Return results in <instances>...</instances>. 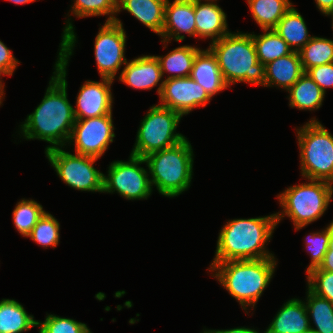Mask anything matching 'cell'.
<instances>
[{"instance_id":"obj_1","label":"cell","mask_w":333,"mask_h":333,"mask_svg":"<svg viewBox=\"0 0 333 333\" xmlns=\"http://www.w3.org/2000/svg\"><path fill=\"white\" fill-rule=\"evenodd\" d=\"M74 26L66 22L60 42V51L55 62V71L49 81L44 98L23 124L21 133L26 140H42L51 145L45 151L65 147L75 124L74 107L67 99V65L76 43Z\"/></svg>"},{"instance_id":"obj_2","label":"cell","mask_w":333,"mask_h":333,"mask_svg":"<svg viewBox=\"0 0 333 333\" xmlns=\"http://www.w3.org/2000/svg\"><path fill=\"white\" fill-rule=\"evenodd\" d=\"M277 226L276 215L229 220L220 230L212 263L232 260H255L274 257L267 251Z\"/></svg>"},{"instance_id":"obj_3","label":"cell","mask_w":333,"mask_h":333,"mask_svg":"<svg viewBox=\"0 0 333 333\" xmlns=\"http://www.w3.org/2000/svg\"><path fill=\"white\" fill-rule=\"evenodd\" d=\"M275 257L255 260H232L211 263L209 271L214 272L220 284L246 311L255 304L269 285L277 266Z\"/></svg>"},{"instance_id":"obj_4","label":"cell","mask_w":333,"mask_h":333,"mask_svg":"<svg viewBox=\"0 0 333 333\" xmlns=\"http://www.w3.org/2000/svg\"><path fill=\"white\" fill-rule=\"evenodd\" d=\"M209 49L215 55L228 86L237 82L264 86L265 65L258 60L250 33L229 32L211 42Z\"/></svg>"},{"instance_id":"obj_5","label":"cell","mask_w":333,"mask_h":333,"mask_svg":"<svg viewBox=\"0 0 333 333\" xmlns=\"http://www.w3.org/2000/svg\"><path fill=\"white\" fill-rule=\"evenodd\" d=\"M193 149L186 139L177 145L149 154L145 157L151 186L165 197H176L191 184L193 173Z\"/></svg>"},{"instance_id":"obj_6","label":"cell","mask_w":333,"mask_h":333,"mask_svg":"<svg viewBox=\"0 0 333 333\" xmlns=\"http://www.w3.org/2000/svg\"><path fill=\"white\" fill-rule=\"evenodd\" d=\"M308 183L290 186L277 198L282 212L275 213L277 225L284 216L293 221L296 230H299L323 216L330 204L333 195V184L308 179Z\"/></svg>"},{"instance_id":"obj_7","label":"cell","mask_w":333,"mask_h":333,"mask_svg":"<svg viewBox=\"0 0 333 333\" xmlns=\"http://www.w3.org/2000/svg\"><path fill=\"white\" fill-rule=\"evenodd\" d=\"M316 118L296 129L303 178L333 184V135Z\"/></svg>"},{"instance_id":"obj_8","label":"cell","mask_w":333,"mask_h":333,"mask_svg":"<svg viewBox=\"0 0 333 333\" xmlns=\"http://www.w3.org/2000/svg\"><path fill=\"white\" fill-rule=\"evenodd\" d=\"M182 115L160 105L150 107L141 120L131 155L145 158L149 154L173 147L186 139L175 132Z\"/></svg>"},{"instance_id":"obj_9","label":"cell","mask_w":333,"mask_h":333,"mask_svg":"<svg viewBox=\"0 0 333 333\" xmlns=\"http://www.w3.org/2000/svg\"><path fill=\"white\" fill-rule=\"evenodd\" d=\"M62 148L45 151L47 159L61 180L79 191L102 193L104 174L93 166L98 158L77 153L74 155Z\"/></svg>"},{"instance_id":"obj_10","label":"cell","mask_w":333,"mask_h":333,"mask_svg":"<svg viewBox=\"0 0 333 333\" xmlns=\"http://www.w3.org/2000/svg\"><path fill=\"white\" fill-rule=\"evenodd\" d=\"M142 157L131 155L128 161H113L103 179V193L117 192L127 200L148 199L152 193L148 168Z\"/></svg>"},{"instance_id":"obj_11","label":"cell","mask_w":333,"mask_h":333,"mask_svg":"<svg viewBox=\"0 0 333 333\" xmlns=\"http://www.w3.org/2000/svg\"><path fill=\"white\" fill-rule=\"evenodd\" d=\"M125 33L122 22L117 17L114 22H105L100 26L95 38L94 54L101 78L114 80L122 64H126Z\"/></svg>"},{"instance_id":"obj_12","label":"cell","mask_w":333,"mask_h":333,"mask_svg":"<svg viewBox=\"0 0 333 333\" xmlns=\"http://www.w3.org/2000/svg\"><path fill=\"white\" fill-rule=\"evenodd\" d=\"M115 137L112 113L100 117L78 119L68 144L74 142L75 152L100 158Z\"/></svg>"},{"instance_id":"obj_13","label":"cell","mask_w":333,"mask_h":333,"mask_svg":"<svg viewBox=\"0 0 333 333\" xmlns=\"http://www.w3.org/2000/svg\"><path fill=\"white\" fill-rule=\"evenodd\" d=\"M160 106L170 108L182 116L193 109L205 107L211 97L190 76L164 79Z\"/></svg>"},{"instance_id":"obj_14","label":"cell","mask_w":333,"mask_h":333,"mask_svg":"<svg viewBox=\"0 0 333 333\" xmlns=\"http://www.w3.org/2000/svg\"><path fill=\"white\" fill-rule=\"evenodd\" d=\"M113 79L102 77L101 82L86 81L80 88L74 109L75 119L100 117L112 113Z\"/></svg>"},{"instance_id":"obj_15","label":"cell","mask_w":333,"mask_h":333,"mask_svg":"<svg viewBox=\"0 0 333 333\" xmlns=\"http://www.w3.org/2000/svg\"><path fill=\"white\" fill-rule=\"evenodd\" d=\"M182 32L189 37H196L195 1L174 0L170 3L167 0L161 42L168 43L171 39L177 42L183 41L185 35H181Z\"/></svg>"},{"instance_id":"obj_16","label":"cell","mask_w":333,"mask_h":333,"mask_svg":"<svg viewBox=\"0 0 333 333\" xmlns=\"http://www.w3.org/2000/svg\"><path fill=\"white\" fill-rule=\"evenodd\" d=\"M162 77L160 63L156 56L143 55L126 62L119 80L134 89L141 90H150L162 81L157 89V93L160 95L164 82V80H161Z\"/></svg>"},{"instance_id":"obj_17","label":"cell","mask_w":333,"mask_h":333,"mask_svg":"<svg viewBox=\"0 0 333 333\" xmlns=\"http://www.w3.org/2000/svg\"><path fill=\"white\" fill-rule=\"evenodd\" d=\"M190 77L212 98L229 87L220 71L217 59L208 48L200 50L194 59Z\"/></svg>"},{"instance_id":"obj_18","label":"cell","mask_w":333,"mask_h":333,"mask_svg":"<svg viewBox=\"0 0 333 333\" xmlns=\"http://www.w3.org/2000/svg\"><path fill=\"white\" fill-rule=\"evenodd\" d=\"M310 326L305 302L293 298L284 303L264 332L307 333Z\"/></svg>"},{"instance_id":"obj_19","label":"cell","mask_w":333,"mask_h":333,"mask_svg":"<svg viewBox=\"0 0 333 333\" xmlns=\"http://www.w3.org/2000/svg\"><path fill=\"white\" fill-rule=\"evenodd\" d=\"M204 2L195 1L196 37L214 42L229 33L226 14L215 1Z\"/></svg>"},{"instance_id":"obj_20","label":"cell","mask_w":333,"mask_h":333,"mask_svg":"<svg viewBox=\"0 0 333 333\" xmlns=\"http://www.w3.org/2000/svg\"><path fill=\"white\" fill-rule=\"evenodd\" d=\"M303 73L299 52L292 51L265 65L264 87L278 86L288 91Z\"/></svg>"},{"instance_id":"obj_21","label":"cell","mask_w":333,"mask_h":333,"mask_svg":"<svg viewBox=\"0 0 333 333\" xmlns=\"http://www.w3.org/2000/svg\"><path fill=\"white\" fill-rule=\"evenodd\" d=\"M167 0H117V13L129 12L154 33L161 36Z\"/></svg>"},{"instance_id":"obj_22","label":"cell","mask_w":333,"mask_h":333,"mask_svg":"<svg viewBox=\"0 0 333 333\" xmlns=\"http://www.w3.org/2000/svg\"><path fill=\"white\" fill-rule=\"evenodd\" d=\"M274 30L293 51H300L312 38L302 15L292 6Z\"/></svg>"},{"instance_id":"obj_23","label":"cell","mask_w":333,"mask_h":333,"mask_svg":"<svg viewBox=\"0 0 333 333\" xmlns=\"http://www.w3.org/2000/svg\"><path fill=\"white\" fill-rule=\"evenodd\" d=\"M37 321L18 301L14 299L0 301V333L27 332L32 327H37Z\"/></svg>"},{"instance_id":"obj_24","label":"cell","mask_w":333,"mask_h":333,"mask_svg":"<svg viewBox=\"0 0 333 333\" xmlns=\"http://www.w3.org/2000/svg\"><path fill=\"white\" fill-rule=\"evenodd\" d=\"M288 92L289 106L299 110H317L321 107L325 97V93L306 72Z\"/></svg>"},{"instance_id":"obj_25","label":"cell","mask_w":333,"mask_h":333,"mask_svg":"<svg viewBox=\"0 0 333 333\" xmlns=\"http://www.w3.org/2000/svg\"><path fill=\"white\" fill-rule=\"evenodd\" d=\"M200 50L195 46L184 45L173 49L164 57L156 56L160 63L162 75L164 76L165 72L175 73L166 79L190 76L194 59Z\"/></svg>"},{"instance_id":"obj_26","label":"cell","mask_w":333,"mask_h":333,"mask_svg":"<svg viewBox=\"0 0 333 333\" xmlns=\"http://www.w3.org/2000/svg\"><path fill=\"white\" fill-rule=\"evenodd\" d=\"M251 14L262 30L274 29L293 6L289 0H247Z\"/></svg>"},{"instance_id":"obj_27","label":"cell","mask_w":333,"mask_h":333,"mask_svg":"<svg viewBox=\"0 0 333 333\" xmlns=\"http://www.w3.org/2000/svg\"><path fill=\"white\" fill-rule=\"evenodd\" d=\"M307 290V302H305L307 314L309 322L312 318L316 327L310 326V330L317 333H333V303L317 296L308 287Z\"/></svg>"},{"instance_id":"obj_28","label":"cell","mask_w":333,"mask_h":333,"mask_svg":"<svg viewBox=\"0 0 333 333\" xmlns=\"http://www.w3.org/2000/svg\"><path fill=\"white\" fill-rule=\"evenodd\" d=\"M251 35L258 60L264 65L293 51L274 29L264 30L261 35Z\"/></svg>"},{"instance_id":"obj_29","label":"cell","mask_w":333,"mask_h":333,"mask_svg":"<svg viewBox=\"0 0 333 333\" xmlns=\"http://www.w3.org/2000/svg\"><path fill=\"white\" fill-rule=\"evenodd\" d=\"M304 72L315 66L333 63V40L312 36L310 41L298 51Z\"/></svg>"},{"instance_id":"obj_30","label":"cell","mask_w":333,"mask_h":333,"mask_svg":"<svg viewBox=\"0 0 333 333\" xmlns=\"http://www.w3.org/2000/svg\"><path fill=\"white\" fill-rule=\"evenodd\" d=\"M45 212L42 205L37 203V201L23 198L16 204L13 210L15 229H17L23 237H27Z\"/></svg>"},{"instance_id":"obj_31","label":"cell","mask_w":333,"mask_h":333,"mask_svg":"<svg viewBox=\"0 0 333 333\" xmlns=\"http://www.w3.org/2000/svg\"><path fill=\"white\" fill-rule=\"evenodd\" d=\"M59 231L60 224L57 219L50 213L45 212L27 237H30V239L46 249L47 247L55 249L60 240Z\"/></svg>"},{"instance_id":"obj_32","label":"cell","mask_w":333,"mask_h":333,"mask_svg":"<svg viewBox=\"0 0 333 333\" xmlns=\"http://www.w3.org/2000/svg\"><path fill=\"white\" fill-rule=\"evenodd\" d=\"M71 13L77 18L108 15L106 22H114L117 0H74Z\"/></svg>"},{"instance_id":"obj_33","label":"cell","mask_w":333,"mask_h":333,"mask_svg":"<svg viewBox=\"0 0 333 333\" xmlns=\"http://www.w3.org/2000/svg\"><path fill=\"white\" fill-rule=\"evenodd\" d=\"M39 333H92L85 323L48 314L44 322L37 321Z\"/></svg>"},{"instance_id":"obj_34","label":"cell","mask_w":333,"mask_h":333,"mask_svg":"<svg viewBox=\"0 0 333 333\" xmlns=\"http://www.w3.org/2000/svg\"><path fill=\"white\" fill-rule=\"evenodd\" d=\"M329 238L330 231L328 227L322 231L308 234L305 245L307 251L311 255V263L308 266L306 273L314 268L319 267L322 263L323 258L328 250Z\"/></svg>"},{"instance_id":"obj_35","label":"cell","mask_w":333,"mask_h":333,"mask_svg":"<svg viewBox=\"0 0 333 333\" xmlns=\"http://www.w3.org/2000/svg\"><path fill=\"white\" fill-rule=\"evenodd\" d=\"M307 282L313 293L333 303V272L314 268L307 273Z\"/></svg>"},{"instance_id":"obj_36","label":"cell","mask_w":333,"mask_h":333,"mask_svg":"<svg viewBox=\"0 0 333 333\" xmlns=\"http://www.w3.org/2000/svg\"><path fill=\"white\" fill-rule=\"evenodd\" d=\"M325 93L326 88L333 87V63L315 66L306 72Z\"/></svg>"},{"instance_id":"obj_37","label":"cell","mask_w":333,"mask_h":333,"mask_svg":"<svg viewBox=\"0 0 333 333\" xmlns=\"http://www.w3.org/2000/svg\"><path fill=\"white\" fill-rule=\"evenodd\" d=\"M19 63L11 50L0 40V69L7 75L12 76Z\"/></svg>"},{"instance_id":"obj_38","label":"cell","mask_w":333,"mask_h":333,"mask_svg":"<svg viewBox=\"0 0 333 333\" xmlns=\"http://www.w3.org/2000/svg\"><path fill=\"white\" fill-rule=\"evenodd\" d=\"M318 268L321 270L333 272V246H328V250Z\"/></svg>"},{"instance_id":"obj_39","label":"cell","mask_w":333,"mask_h":333,"mask_svg":"<svg viewBox=\"0 0 333 333\" xmlns=\"http://www.w3.org/2000/svg\"><path fill=\"white\" fill-rule=\"evenodd\" d=\"M202 333H260L259 331L255 329H250L246 327H237V328H232V329H226V330H207L205 329ZM262 333V332H261ZM265 333V332H263Z\"/></svg>"},{"instance_id":"obj_40","label":"cell","mask_w":333,"mask_h":333,"mask_svg":"<svg viewBox=\"0 0 333 333\" xmlns=\"http://www.w3.org/2000/svg\"><path fill=\"white\" fill-rule=\"evenodd\" d=\"M315 2L321 13L327 15L333 11V0H315Z\"/></svg>"},{"instance_id":"obj_41","label":"cell","mask_w":333,"mask_h":333,"mask_svg":"<svg viewBox=\"0 0 333 333\" xmlns=\"http://www.w3.org/2000/svg\"><path fill=\"white\" fill-rule=\"evenodd\" d=\"M1 75H7L3 70L0 69V103L2 104V96L4 95V85L1 80Z\"/></svg>"},{"instance_id":"obj_42","label":"cell","mask_w":333,"mask_h":333,"mask_svg":"<svg viewBox=\"0 0 333 333\" xmlns=\"http://www.w3.org/2000/svg\"><path fill=\"white\" fill-rule=\"evenodd\" d=\"M330 231V238L328 246H333V221L327 226Z\"/></svg>"},{"instance_id":"obj_43","label":"cell","mask_w":333,"mask_h":333,"mask_svg":"<svg viewBox=\"0 0 333 333\" xmlns=\"http://www.w3.org/2000/svg\"><path fill=\"white\" fill-rule=\"evenodd\" d=\"M7 1L13 2L16 5H18V4H26V3L34 2L36 0H7Z\"/></svg>"},{"instance_id":"obj_44","label":"cell","mask_w":333,"mask_h":333,"mask_svg":"<svg viewBox=\"0 0 333 333\" xmlns=\"http://www.w3.org/2000/svg\"><path fill=\"white\" fill-rule=\"evenodd\" d=\"M326 16H331L332 17V28H333V11L328 13Z\"/></svg>"},{"instance_id":"obj_45","label":"cell","mask_w":333,"mask_h":333,"mask_svg":"<svg viewBox=\"0 0 333 333\" xmlns=\"http://www.w3.org/2000/svg\"><path fill=\"white\" fill-rule=\"evenodd\" d=\"M193 1H203V0H193ZM205 1H217V0H205Z\"/></svg>"},{"instance_id":"obj_46","label":"cell","mask_w":333,"mask_h":333,"mask_svg":"<svg viewBox=\"0 0 333 333\" xmlns=\"http://www.w3.org/2000/svg\"><path fill=\"white\" fill-rule=\"evenodd\" d=\"M307 333H317V332H314V331H312V330H309Z\"/></svg>"}]
</instances>
